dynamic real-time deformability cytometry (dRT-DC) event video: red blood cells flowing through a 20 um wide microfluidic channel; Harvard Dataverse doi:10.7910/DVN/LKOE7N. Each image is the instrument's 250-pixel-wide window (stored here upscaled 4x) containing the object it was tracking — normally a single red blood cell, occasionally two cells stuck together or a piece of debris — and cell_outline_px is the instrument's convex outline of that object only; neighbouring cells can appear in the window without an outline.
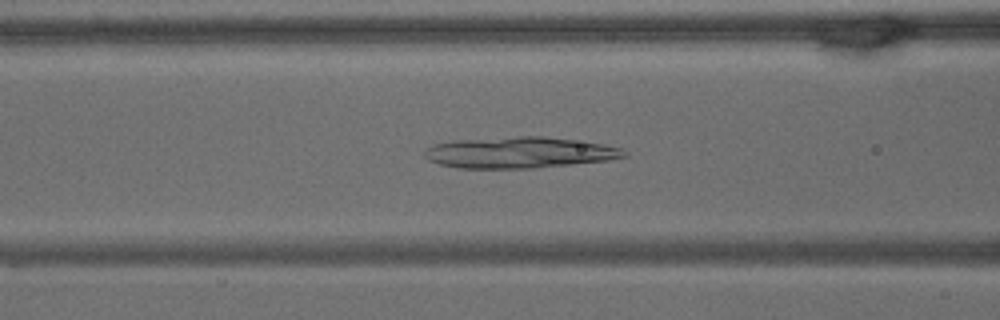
{"species": "common noctule bat (a hibernating species)", "species_latin": "Nyctalus noctula", "temperature_condition": "warm", "stored_images_in_passage": 64, "camera_frame_rate_fps": 3000, "um_per_image_px": 0.085, "animal": {"sex": "male", "body_mass_g": 15.6}, "frame": {"image": 1, "passage_image": 25, "time_ms": 8.0, "image_size_px": [1000, 320], "cell_outline_px": [[628, 156], [608, 160], [532, 168], [456, 168], [440, 164], [428, 160], [424, 156], [424, 148], [432, 144], [452, 140], [520, 136], [544, 136], [604, 144], [624, 148], [628, 152]], "centroid_in_image_um": [44.13, 12.96], "position_along_channel_um": 122.5, "area_um2": 36.47}}
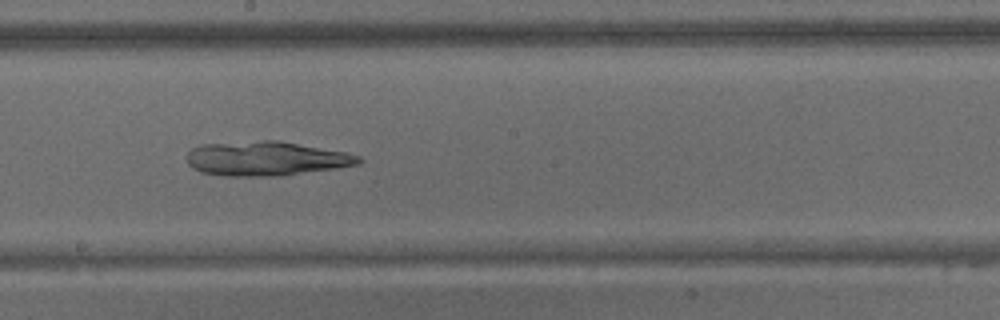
{"frame": {"image": 2, "passage_image": 35, "time_ms": 11.333, "image_size_px": [1000, 320], "cell_outline_px": [[364, 160], [360, 164], [336, 168], [280, 176], [224, 176], [200, 172], [192, 168], [188, 164], [184, 156], [192, 148], [200, 144], [264, 140], [280, 140], [348, 152], [360, 156]], "centroid_in_image_um": [22.61, 13.47], "position_along_channel_um": 225.6, "area_um2": 34.97}}
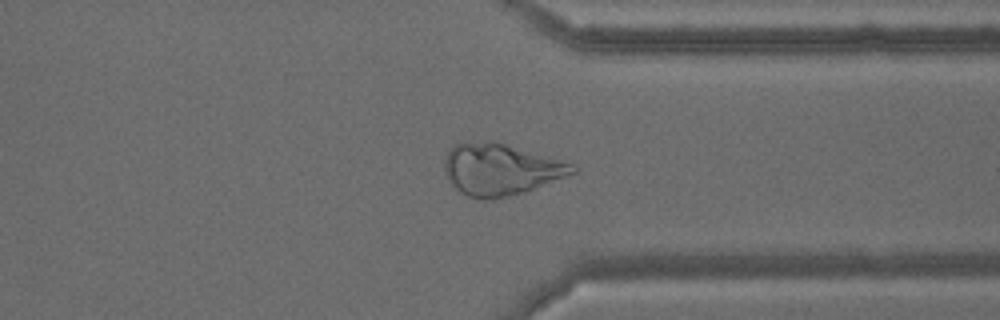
{"frame": {"image": 3, "passage_image": 49, "time_ms": 16.0, "image_size_px": [1000, 320], "cell_outline_px": [[576, 172], [524, 192], [492, 200], [480, 200], [468, 196], [460, 192], [452, 184], [444, 172], [444, 160], [452, 144], [460, 140], [496, 140], [560, 160], [572, 164], [576, 168]], "centroid_in_image_um": [42.47, 14.36], "position_along_channel_um": 368.9, "area_um2": 38.96}}